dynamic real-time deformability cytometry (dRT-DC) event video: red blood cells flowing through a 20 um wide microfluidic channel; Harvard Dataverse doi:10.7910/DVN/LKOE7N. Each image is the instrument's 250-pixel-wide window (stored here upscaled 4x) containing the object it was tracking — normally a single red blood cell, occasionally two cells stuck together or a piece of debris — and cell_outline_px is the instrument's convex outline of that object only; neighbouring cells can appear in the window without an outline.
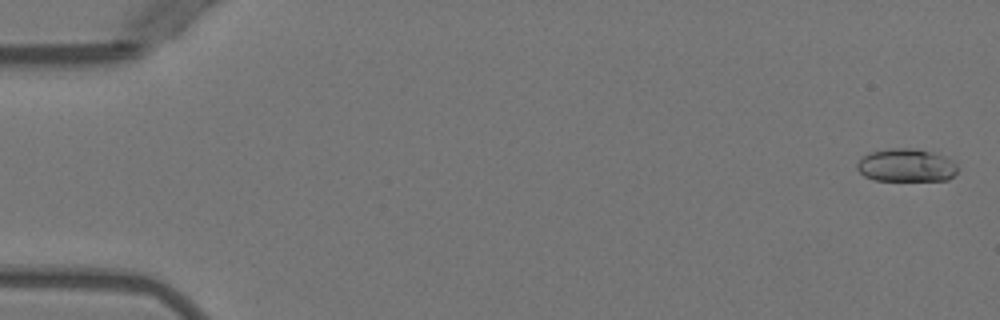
{"species": "Egyptian fruit bat (a non-hibernating species)", "species_latin": "Rousettus aegyptiacus", "temperature_condition": "warm", "stored_images_in_passage": 7, "camera_frame_rate_fps": 3000, "um_per_image_px": 0.085, "animal": {"sex": "female"}, "frame": {"image": 1, "passage_image": 1, "time_ms": 0.0, "image_size_px": [1000, 320], "cell_outline_px": [[956, 172], [948, 180], [876, 180], [864, 176], [856, 168], [856, 164], [864, 156], [872, 152], [892, 148], [916, 148], [932, 152], [944, 156], [952, 160], [956, 164]], "centroid_in_image_um": [77.03, 14.05], "position_along_channel_um": 8.0, "area_um2": 19.19}}
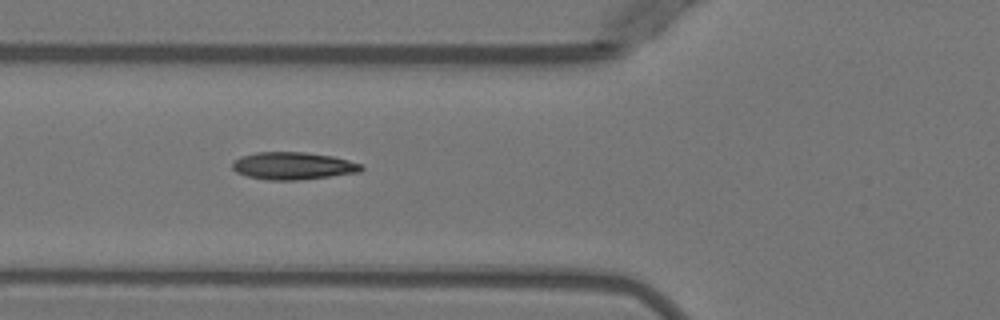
{"frame": {"image": 2, "passage_image": 6, "time_ms": 6.0, "image_size_px": [1000, 320], "cell_outline_px": [[364, 168], [360, 172], [300, 180], [268, 180], [248, 176], [236, 172], [232, 168], [232, 164], [240, 156], [256, 152], [304, 152], [332, 156], [348, 160], [360, 164]], "centroid_in_image_um": [24.9, 14.1], "position_along_channel_um": 100.9, "area_um2": 20.52}}
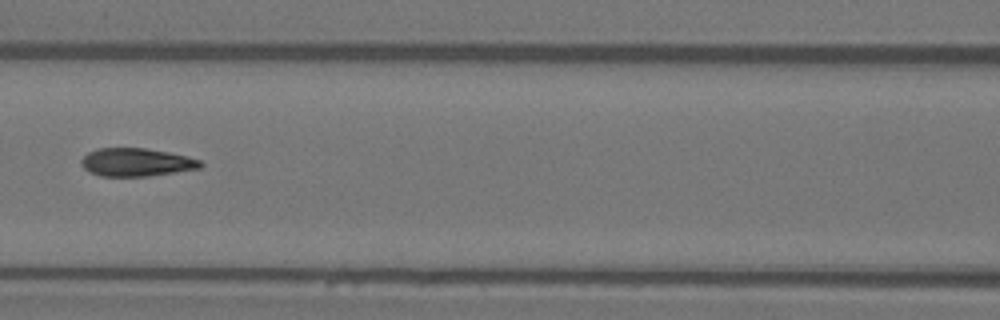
{"frame": {"image": 3, "passage_image": 7, "time_ms": 7.333, "image_size_px": [1000, 320], "cell_outline_px": [[204, 164], [200, 168], [176, 172], [148, 176], [100, 176], [84, 168], [80, 164], [80, 160], [88, 152], [96, 148], [144, 148], [168, 152], [188, 156], [200, 160]], "centroid_in_image_um": [11.59, 13.79], "position_along_channel_um": 155.0, "area_um2": 19.54}}